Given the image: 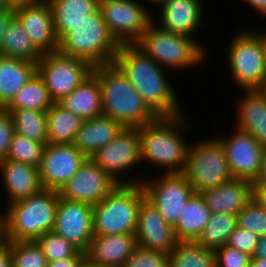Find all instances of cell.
Listing matches in <instances>:
<instances>
[{"label": "cell", "mask_w": 266, "mask_h": 267, "mask_svg": "<svg viewBox=\"0 0 266 267\" xmlns=\"http://www.w3.org/2000/svg\"><path fill=\"white\" fill-rule=\"evenodd\" d=\"M113 63L127 77L147 106L157 116L183 114L178 94L165 72L167 70L135 44L120 45Z\"/></svg>", "instance_id": "obj_1"}, {"label": "cell", "mask_w": 266, "mask_h": 267, "mask_svg": "<svg viewBox=\"0 0 266 267\" xmlns=\"http://www.w3.org/2000/svg\"><path fill=\"white\" fill-rule=\"evenodd\" d=\"M184 118V114L158 116L138 127L141 161L165 167L164 173L184 172L190 145L183 135L189 130V123Z\"/></svg>", "instance_id": "obj_2"}, {"label": "cell", "mask_w": 266, "mask_h": 267, "mask_svg": "<svg viewBox=\"0 0 266 267\" xmlns=\"http://www.w3.org/2000/svg\"><path fill=\"white\" fill-rule=\"evenodd\" d=\"M93 73L101 88L102 115L124 127H140L158 117L114 63L96 66Z\"/></svg>", "instance_id": "obj_3"}, {"label": "cell", "mask_w": 266, "mask_h": 267, "mask_svg": "<svg viewBox=\"0 0 266 267\" xmlns=\"http://www.w3.org/2000/svg\"><path fill=\"white\" fill-rule=\"evenodd\" d=\"M155 21L153 18L135 43L138 48L162 68L167 67L169 70L193 68L203 64L208 54L206 55V49L201 42L186 35L169 32L159 27Z\"/></svg>", "instance_id": "obj_4"}, {"label": "cell", "mask_w": 266, "mask_h": 267, "mask_svg": "<svg viewBox=\"0 0 266 267\" xmlns=\"http://www.w3.org/2000/svg\"><path fill=\"white\" fill-rule=\"evenodd\" d=\"M58 201V191L42 189L7 205L8 241L37 240L44 233L53 231Z\"/></svg>", "instance_id": "obj_5"}, {"label": "cell", "mask_w": 266, "mask_h": 267, "mask_svg": "<svg viewBox=\"0 0 266 267\" xmlns=\"http://www.w3.org/2000/svg\"><path fill=\"white\" fill-rule=\"evenodd\" d=\"M119 46L98 10L73 26L59 40L58 51L83 59L96 67L113 63Z\"/></svg>", "instance_id": "obj_6"}, {"label": "cell", "mask_w": 266, "mask_h": 267, "mask_svg": "<svg viewBox=\"0 0 266 267\" xmlns=\"http://www.w3.org/2000/svg\"><path fill=\"white\" fill-rule=\"evenodd\" d=\"M145 198L141 183L116 186L93 206V235L135 233L139 207Z\"/></svg>", "instance_id": "obj_7"}, {"label": "cell", "mask_w": 266, "mask_h": 267, "mask_svg": "<svg viewBox=\"0 0 266 267\" xmlns=\"http://www.w3.org/2000/svg\"><path fill=\"white\" fill-rule=\"evenodd\" d=\"M190 143L184 174L195 193L215 188L232 179L225 150L215 137Z\"/></svg>", "instance_id": "obj_8"}, {"label": "cell", "mask_w": 266, "mask_h": 267, "mask_svg": "<svg viewBox=\"0 0 266 267\" xmlns=\"http://www.w3.org/2000/svg\"><path fill=\"white\" fill-rule=\"evenodd\" d=\"M235 34L227 47L231 80L242 90L264 89V36L245 29Z\"/></svg>", "instance_id": "obj_9"}, {"label": "cell", "mask_w": 266, "mask_h": 267, "mask_svg": "<svg viewBox=\"0 0 266 267\" xmlns=\"http://www.w3.org/2000/svg\"><path fill=\"white\" fill-rule=\"evenodd\" d=\"M87 61L59 51L43 54L37 62L42 78L54 103H58L93 73Z\"/></svg>", "instance_id": "obj_10"}, {"label": "cell", "mask_w": 266, "mask_h": 267, "mask_svg": "<svg viewBox=\"0 0 266 267\" xmlns=\"http://www.w3.org/2000/svg\"><path fill=\"white\" fill-rule=\"evenodd\" d=\"M90 159L118 184L141 183L142 177L140 180L130 177L126 180L127 178L122 177L124 171L127 172L142 163L138 127H124L111 142L96 151Z\"/></svg>", "instance_id": "obj_11"}, {"label": "cell", "mask_w": 266, "mask_h": 267, "mask_svg": "<svg viewBox=\"0 0 266 267\" xmlns=\"http://www.w3.org/2000/svg\"><path fill=\"white\" fill-rule=\"evenodd\" d=\"M147 6L137 0H100L99 10L119 45L135 44L153 21Z\"/></svg>", "instance_id": "obj_12"}, {"label": "cell", "mask_w": 266, "mask_h": 267, "mask_svg": "<svg viewBox=\"0 0 266 267\" xmlns=\"http://www.w3.org/2000/svg\"><path fill=\"white\" fill-rule=\"evenodd\" d=\"M141 184L146 199L158 209L164 220L172 226L177 222L182 207L194 193L183 172L162 173L160 177L152 181L142 179Z\"/></svg>", "instance_id": "obj_13"}, {"label": "cell", "mask_w": 266, "mask_h": 267, "mask_svg": "<svg viewBox=\"0 0 266 267\" xmlns=\"http://www.w3.org/2000/svg\"><path fill=\"white\" fill-rule=\"evenodd\" d=\"M224 147L232 178L255 182L259 177L265 147L251 134L235 127L230 137H216Z\"/></svg>", "instance_id": "obj_14"}, {"label": "cell", "mask_w": 266, "mask_h": 267, "mask_svg": "<svg viewBox=\"0 0 266 267\" xmlns=\"http://www.w3.org/2000/svg\"><path fill=\"white\" fill-rule=\"evenodd\" d=\"M118 185L90 158H86L76 174L58 191V194L63 199L94 206Z\"/></svg>", "instance_id": "obj_15"}, {"label": "cell", "mask_w": 266, "mask_h": 267, "mask_svg": "<svg viewBox=\"0 0 266 267\" xmlns=\"http://www.w3.org/2000/svg\"><path fill=\"white\" fill-rule=\"evenodd\" d=\"M53 231L86 253L93 238V206L59 197Z\"/></svg>", "instance_id": "obj_16"}, {"label": "cell", "mask_w": 266, "mask_h": 267, "mask_svg": "<svg viewBox=\"0 0 266 267\" xmlns=\"http://www.w3.org/2000/svg\"><path fill=\"white\" fill-rule=\"evenodd\" d=\"M86 158L74 144L47 143L39 167L43 189L59 191L76 174Z\"/></svg>", "instance_id": "obj_17"}, {"label": "cell", "mask_w": 266, "mask_h": 267, "mask_svg": "<svg viewBox=\"0 0 266 267\" xmlns=\"http://www.w3.org/2000/svg\"><path fill=\"white\" fill-rule=\"evenodd\" d=\"M14 14L42 54L58 51L59 40L55 33L53 14L48 0L16 6Z\"/></svg>", "instance_id": "obj_18"}, {"label": "cell", "mask_w": 266, "mask_h": 267, "mask_svg": "<svg viewBox=\"0 0 266 267\" xmlns=\"http://www.w3.org/2000/svg\"><path fill=\"white\" fill-rule=\"evenodd\" d=\"M135 234L138 246L166 254H170L178 243L173 226L146 198L139 207Z\"/></svg>", "instance_id": "obj_19"}, {"label": "cell", "mask_w": 266, "mask_h": 267, "mask_svg": "<svg viewBox=\"0 0 266 267\" xmlns=\"http://www.w3.org/2000/svg\"><path fill=\"white\" fill-rule=\"evenodd\" d=\"M202 0H167L160 7L157 23L169 32L193 38L203 22Z\"/></svg>", "instance_id": "obj_20"}, {"label": "cell", "mask_w": 266, "mask_h": 267, "mask_svg": "<svg viewBox=\"0 0 266 267\" xmlns=\"http://www.w3.org/2000/svg\"><path fill=\"white\" fill-rule=\"evenodd\" d=\"M135 233L93 235L86 258L101 267H123L137 248Z\"/></svg>", "instance_id": "obj_21"}, {"label": "cell", "mask_w": 266, "mask_h": 267, "mask_svg": "<svg viewBox=\"0 0 266 267\" xmlns=\"http://www.w3.org/2000/svg\"><path fill=\"white\" fill-rule=\"evenodd\" d=\"M2 184L7 193V205L34 195L43 189L39 169L21 162L0 161Z\"/></svg>", "instance_id": "obj_22"}, {"label": "cell", "mask_w": 266, "mask_h": 267, "mask_svg": "<svg viewBox=\"0 0 266 267\" xmlns=\"http://www.w3.org/2000/svg\"><path fill=\"white\" fill-rule=\"evenodd\" d=\"M211 213L237 215L253 198L252 182L235 179L201 192Z\"/></svg>", "instance_id": "obj_23"}, {"label": "cell", "mask_w": 266, "mask_h": 267, "mask_svg": "<svg viewBox=\"0 0 266 267\" xmlns=\"http://www.w3.org/2000/svg\"><path fill=\"white\" fill-rule=\"evenodd\" d=\"M236 128L248 132L266 148V89H243Z\"/></svg>", "instance_id": "obj_24"}, {"label": "cell", "mask_w": 266, "mask_h": 267, "mask_svg": "<svg viewBox=\"0 0 266 267\" xmlns=\"http://www.w3.org/2000/svg\"><path fill=\"white\" fill-rule=\"evenodd\" d=\"M124 126L111 117L100 115L82 122L76 132L74 145L87 158L111 142Z\"/></svg>", "instance_id": "obj_25"}, {"label": "cell", "mask_w": 266, "mask_h": 267, "mask_svg": "<svg viewBox=\"0 0 266 267\" xmlns=\"http://www.w3.org/2000/svg\"><path fill=\"white\" fill-rule=\"evenodd\" d=\"M58 103L83 120L102 115L101 88L98 77L92 73Z\"/></svg>", "instance_id": "obj_26"}, {"label": "cell", "mask_w": 266, "mask_h": 267, "mask_svg": "<svg viewBox=\"0 0 266 267\" xmlns=\"http://www.w3.org/2000/svg\"><path fill=\"white\" fill-rule=\"evenodd\" d=\"M36 72L37 63L0 55V108H5Z\"/></svg>", "instance_id": "obj_27"}, {"label": "cell", "mask_w": 266, "mask_h": 267, "mask_svg": "<svg viewBox=\"0 0 266 267\" xmlns=\"http://www.w3.org/2000/svg\"><path fill=\"white\" fill-rule=\"evenodd\" d=\"M211 210L201 193H193L182 207L177 222L173 225L178 241H196L208 223Z\"/></svg>", "instance_id": "obj_28"}, {"label": "cell", "mask_w": 266, "mask_h": 267, "mask_svg": "<svg viewBox=\"0 0 266 267\" xmlns=\"http://www.w3.org/2000/svg\"><path fill=\"white\" fill-rule=\"evenodd\" d=\"M58 40L85 17L99 10L100 0H48Z\"/></svg>", "instance_id": "obj_29"}, {"label": "cell", "mask_w": 266, "mask_h": 267, "mask_svg": "<svg viewBox=\"0 0 266 267\" xmlns=\"http://www.w3.org/2000/svg\"><path fill=\"white\" fill-rule=\"evenodd\" d=\"M1 56L37 63L43 54L35 47L19 19L14 16L3 36Z\"/></svg>", "instance_id": "obj_30"}, {"label": "cell", "mask_w": 266, "mask_h": 267, "mask_svg": "<svg viewBox=\"0 0 266 267\" xmlns=\"http://www.w3.org/2000/svg\"><path fill=\"white\" fill-rule=\"evenodd\" d=\"M83 121L59 103H54L47 110L48 143L73 144Z\"/></svg>", "instance_id": "obj_31"}, {"label": "cell", "mask_w": 266, "mask_h": 267, "mask_svg": "<svg viewBox=\"0 0 266 267\" xmlns=\"http://www.w3.org/2000/svg\"><path fill=\"white\" fill-rule=\"evenodd\" d=\"M53 104L54 102L49 95L44 81L36 72L30 80L20 88L5 109H32L47 111Z\"/></svg>", "instance_id": "obj_32"}, {"label": "cell", "mask_w": 266, "mask_h": 267, "mask_svg": "<svg viewBox=\"0 0 266 267\" xmlns=\"http://www.w3.org/2000/svg\"><path fill=\"white\" fill-rule=\"evenodd\" d=\"M169 267H216L215 251L196 241H178L169 254Z\"/></svg>", "instance_id": "obj_33"}, {"label": "cell", "mask_w": 266, "mask_h": 267, "mask_svg": "<svg viewBox=\"0 0 266 267\" xmlns=\"http://www.w3.org/2000/svg\"><path fill=\"white\" fill-rule=\"evenodd\" d=\"M14 123V132L45 145L48 143L47 111L18 109L7 110Z\"/></svg>", "instance_id": "obj_34"}, {"label": "cell", "mask_w": 266, "mask_h": 267, "mask_svg": "<svg viewBox=\"0 0 266 267\" xmlns=\"http://www.w3.org/2000/svg\"><path fill=\"white\" fill-rule=\"evenodd\" d=\"M236 227L235 215L212 213L196 242L207 249L215 251L226 244L228 236Z\"/></svg>", "instance_id": "obj_35"}, {"label": "cell", "mask_w": 266, "mask_h": 267, "mask_svg": "<svg viewBox=\"0 0 266 267\" xmlns=\"http://www.w3.org/2000/svg\"><path fill=\"white\" fill-rule=\"evenodd\" d=\"M45 144L14 132L6 159L21 162L39 169Z\"/></svg>", "instance_id": "obj_36"}, {"label": "cell", "mask_w": 266, "mask_h": 267, "mask_svg": "<svg viewBox=\"0 0 266 267\" xmlns=\"http://www.w3.org/2000/svg\"><path fill=\"white\" fill-rule=\"evenodd\" d=\"M13 267H47L48 260L36 240L10 241Z\"/></svg>", "instance_id": "obj_37"}, {"label": "cell", "mask_w": 266, "mask_h": 267, "mask_svg": "<svg viewBox=\"0 0 266 267\" xmlns=\"http://www.w3.org/2000/svg\"><path fill=\"white\" fill-rule=\"evenodd\" d=\"M48 262L74 257L79 250L54 231L44 233L37 240Z\"/></svg>", "instance_id": "obj_38"}, {"label": "cell", "mask_w": 266, "mask_h": 267, "mask_svg": "<svg viewBox=\"0 0 266 267\" xmlns=\"http://www.w3.org/2000/svg\"><path fill=\"white\" fill-rule=\"evenodd\" d=\"M237 227L247 229L257 236L266 235V210L253 198L236 215Z\"/></svg>", "instance_id": "obj_39"}, {"label": "cell", "mask_w": 266, "mask_h": 267, "mask_svg": "<svg viewBox=\"0 0 266 267\" xmlns=\"http://www.w3.org/2000/svg\"><path fill=\"white\" fill-rule=\"evenodd\" d=\"M123 267H169V254L137 246Z\"/></svg>", "instance_id": "obj_40"}, {"label": "cell", "mask_w": 266, "mask_h": 267, "mask_svg": "<svg viewBox=\"0 0 266 267\" xmlns=\"http://www.w3.org/2000/svg\"><path fill=\"white\" fill-rule=\"evenodd\" d=\"M216 267H249L252 256L228 245L215 250Z\"/></svg>", "instance_id": "obj_41"}, {"label": "cell", "mask_w": 266, "mask_h": 267, "mask_svg": "<svg viewBox=\"0 0 266 267\" xmlns=\"http://www.w3.org/2000/svg\"><path fill=\"white\" fill-rule=\"evenodd\" d=\"M259 236L247 229L236 227L230 233L225 245L253 256Z\"/></svg>", "instance_id": "obj_42"}, {"label": "cell", "mask_w": 266, "mask_h": 267, "mask_svg": "<svg viewBox=\"0 0 266 267\" xmlns=\"http://www.w3.org/2000/svg\"><path fill=\"white\" fill-rule=\"evenodd\" d=\"M13 133L14 123L10 113L0 108V161L6 159Z\"/></svg>", "instance_id": "obj_43"}, {"label": "cell", "mask_w": 266, "mask_h": 267, "mask_svg": "<svg viewBox=\"0 0 266 267\" xmlns=\"http://www.w3.org/2000/svg\"><path fill=\"white\" fill-rule=\"evenodd\" d=\"M85 258L86 254L79 251L74 257L48 262L47 267H79Z\"/></svg>", "instance_id": "obj_44"}, {"label": "cell", "mask_w": 266, "mask_h": 267, "mask_svg": "<svg viewBox=\"0 0 266 267\" xmlns=\"http://www.w3.org/2000/svg\"><path fill=\"white\" fill-rule=\"evenodd\" d=\"M15 16L14 9H0V55L3 36L7 30L10 20Z\"/></svg>", "instance_id": "obj_45"}, {"label": "cell", "mask_w": 266, "mask_h": 267, "mask_svg": "<svg viewBox=\"0 0 266 267\" xmlns=\"http://www.w3.org/2000/svg\"><path fill=\"white\" fill-rule=\"evenodd\" d=\"M253 199L266 210V182H253Z\"/></svg>", "instance_id": "obj_46"}, {"label": "cell", "mask_w": 266, "mask_h": 267, "mask_svg": "<svg viewBox=\"0 0 266 267\" xmlns=\"http://www.w3.org/2000/svg\"><path fill=\"white\" fill-rule=\"evenodd\" d=\"M0 267H13L10 253V241L0 246Z\"/></svg>", "instance_id": "obj_47"}, {"label": "cell", "mask_w": 266, "mask_h": 267, "mask_svg": "<svg viewBox=\"0 0 266 267\" xmlns=\"http://www.w3.org/2000/svg\"><path fill=\"white\" fill-rule=\"evenodd\" d=\"M8 242L7 236V210L5 213L0 212V246Z\"/></svg>", "instance_id": "obj_48"}, {"label": "cell", "mask_w": 266, "mask_h": 267, "mask_svg": "<svg viewBox=\"0 0 266 267\" xmlns=\"http://www.w3.org/2000/svg\"><path fill=\"white\" fill-rule=\"evenodd\" d=\"M252 258H266V235L259 237Z\"/></svg>", "instance_id": "obj_49"}, {"label": "cell", "mask_w": 266, "mask_h": 267, "mask_svg": "<svg viewBox=\"0 0 266 267\" xmlns=\"http://www.w3.org/2000/svg\"><path fill=\"white\" fill-rule=\"evenodd\" d=\"M261 15L266 14V0H244Z\"/></svg>", "instance_id": "obj_50"}, {"label": "cell", "mask_w": 266, "mask_h": 267, "mask_svg": "<svg viewBox=\"0 0 266 267\" xmlns=\"http://www.w3.org/2000/svg\"><path fill=\"white\" fill-rule=\"evenodd\" d=\"M255 182H266V148L263 154L262 166L259 177Z\"/></svg>", "instance_id": "obj_51"}, {"label": "cell", "mask_w": 266, "mask_h": 267, "mask_svg": "<svg viewBox=\"0 0 266 267\" xmlns=\"http://www.w3.org/2000/svg\"><path fill=\"white\" fill-rule=\"evenodd\" d=\"M249 267H266V258H251Z\"/></svg>", "instance_id": "obj_52"}, {"label": "cell", "mask_w": 266, "mask_h": 267, "mask_svg": "<svg viewBox=\"0 0 266 267\" xmlns=\"http://www.w3.org/2000/svg\"><path fill=\"white\" fill-rule=\"evenodd\" d=\"M15 7L10 0H0V9H15Z\"/></svg>", "instance_id": "obj_53"}, {"label": "cell", "mask_w": 266, "mask_h": 267, "mask_svg": "<svg viewBox=\"0 0 266 267\" xmlns=\"http://www.w3.org/2000/svg\"><path fill=\"white\" fill-rule=\"evenodd\" d=\"M15 6H19L22 4H33L39 0H10Z\"/></svg>", "instance_id": "obj_54"}, {"label": "cell", "mask_w": 266, "mask_h": 267, "mask_svg": "<svg viewBox=\"0 0 266 267\" xmlns=\"http://www.w3.org/2000/svg\"><path fill=\"white\" fill-rule=\"evenodd\" d=\"M79 267H101L95 263L90 262L87 258H85L79 265Z\"/></svg>", "instance_id": "obj_55"}, {"label": "cell", "mask_w": 266, "mask_h": 267, "mask_svg": "<svg viewBox=\"0 0 266 267\" xmlns=\"http://www.w3.org/2000/svg\"><path fill=\"white\" fill-rule=\"evenodd\" d=\"M264 89H266V38L264 37Z\"/></svg>", "instance_id": "obj_56"}, {"label": "cell", "mask_w": 266, "mask_h": 267, "mask_svg": "<svg viewBox=\"0 0 266 267\" xmlns=\"http://www.w3.org/2000/svg\"><path fill=\"white\" fill-rule=\"evenodd\" d=\"M150 4L154 3L153 5L157 4L159 7L162 6L167 0H146Z\"/></svg>", "instance_id": "obj_57"}, {"label": "cell", "mask_w": 266, "mask_h": 267, "mask_svg": "<svg viewBox=\"0 0 266 267\" xmlns=\"http://www.w3.org/2000/svg\"><path fill=\"white\" fill-rule=\"evenodd\" d=\"M264 16H266V14H265ZM258 32H259L262 36H264V37L266 38V31L262 32V31H259V30H258Z\"/></svg>", "instance_id": "obj_58"}]
</instances>
